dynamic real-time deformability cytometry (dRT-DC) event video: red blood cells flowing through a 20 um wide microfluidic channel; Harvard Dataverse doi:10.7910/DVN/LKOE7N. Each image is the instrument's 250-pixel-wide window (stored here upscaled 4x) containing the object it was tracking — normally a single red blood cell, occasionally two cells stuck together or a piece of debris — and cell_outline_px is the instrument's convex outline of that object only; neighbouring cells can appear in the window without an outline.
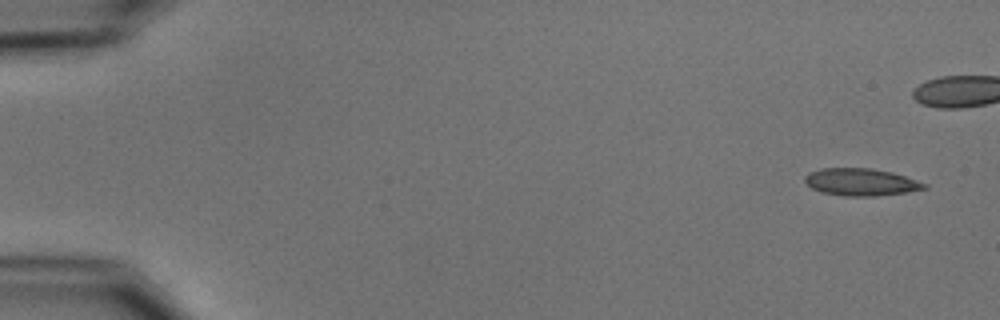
{"species": "common noctule bat (a hibernating species)", "species_latin": "Nyctalus noctula", "temperature_condition": "cold", "stored_images_in_passage": 6, "camera_frame_rate_fps": 3000, "um_per_image_px": 0.085, "animal": {"sex": "male", "body_mass_g": 15.6}, "frame": {"image": 1, "passage_image": 1, "time_ms": 0.0, "image_size_px": [1000, 320], "cell_outline_px": [[928, 188], [904, 192], [872, 196], [844, 196], [824, 192], [812, 188], [804, 180], [804, 176], [808, 172], [820, 168], [868, 168], [892, 172], [928, 184]], "centroid_in_image_um": [73.16, 15.46], "position_along_channel_um": 11.8, "area_um2": 18.79}}
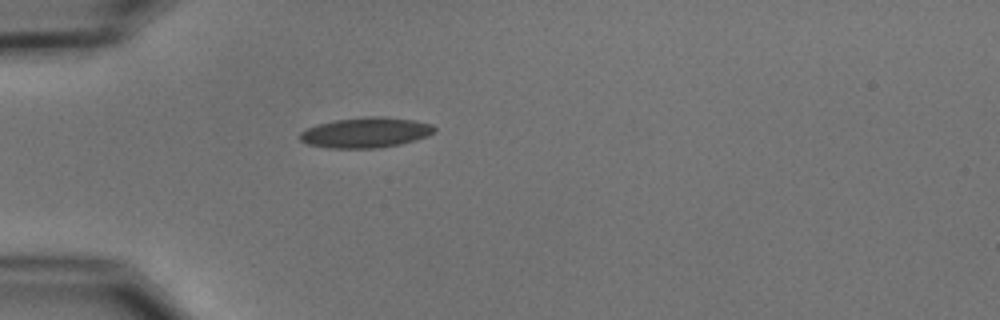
{"frame": {"image": 2, "passage_image": 6, "time_ms": 6.0, "image_size_px": [1000, 320], "cell_outline_px": [[436, 132], [428, 136], [416, 140], [400, 144], [376, 148], [328, 148], [308, 144], [300, 140], [300, 132], [308, 128], [320, 124], [336, 120], [368, 116], [384, 116], [416, 120], [432, 124], [436, 128]], "centroid_in_image_um": [31.15, 11.26], "position_along_channel_um": 53.9, "area_um2": 23.81}}